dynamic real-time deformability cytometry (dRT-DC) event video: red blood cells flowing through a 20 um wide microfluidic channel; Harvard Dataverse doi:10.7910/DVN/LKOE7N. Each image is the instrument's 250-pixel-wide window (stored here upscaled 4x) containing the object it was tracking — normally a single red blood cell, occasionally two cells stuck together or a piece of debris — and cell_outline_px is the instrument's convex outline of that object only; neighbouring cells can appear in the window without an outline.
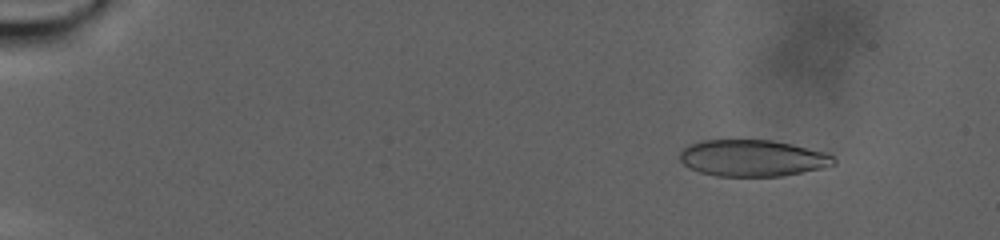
{"species": "human", "species_latin": "Homo sapiens", "temperature_condition": "warm", "stored_images_in_passage": 104, "camera_frame_rate_fps": 3000, "um_per_image_px": 0.085, "donor": {"sex": "male"}, "frame": {"image": 1, "passage_image": 13, "time_ms": 4.0, "image_size_px": [1000, 240], "cell_outline_px": [[836, 164], [820, 168], [780, 176], [716, 176], [700, 172], [688, 168], [680, 160], [680, 152], [688, 144], [700, 140], [772, 140], [792, 144], [828, 152], [836, 160]], "centroid_in_image_um": [63.95, 13.43], "position_along_channel_um": 21.0, "area_um2": 32.89}}
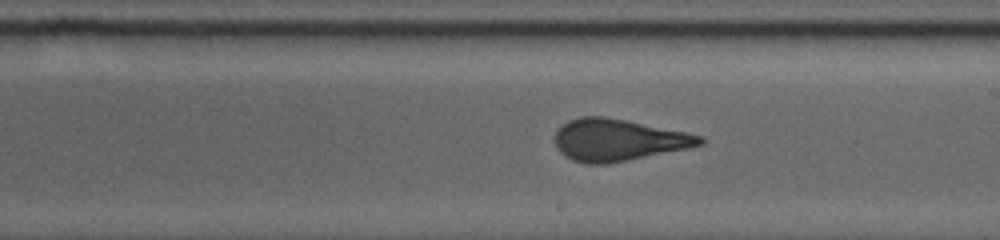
{"frame": {"image": 2, "passage_image": 64, "time_ms": 21.0, "image_size_px": [1000, 240], "cell_outline_px": [[704, 144], [688, 148], [608, 164], [588, 164], [572, 160], [564, 156], [556, 148], [552, 140], [556, 132], [568, 120], [580, 116], [604, 116], [704, 136]], "centroid_in_image_um": [52.49, 11.91], "position_along_channel_um": 236.5, "area_um2": 35.32}}
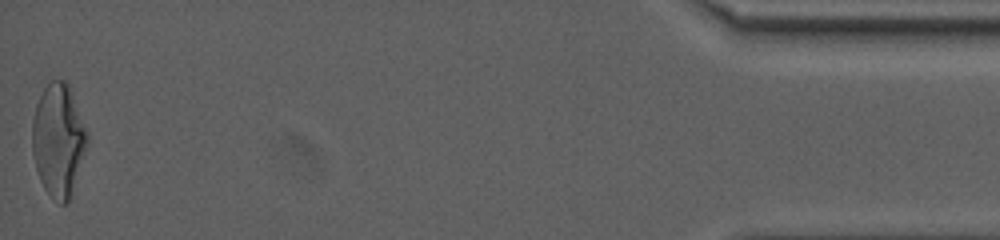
{"frame": {"image": 3, "passage_image": 104, "time_ms": 34.333, "image_size_px": [1000, 240], "cell_outline_px": [[88, 144], [72, 196], [68, 204], [60, 204], [44, 188], [40, 180], [36, 168], [32, 152], [32, 120], [36, 104], [44, 88], [52, 80], [64, 80], [68, 84], [88, 132]], "centroid_in_image_um": [4.97, 11.94], "position_along_channel_um": 430.2, "area_um2": 36.3}, "authors_computed_cell_mechanics": {"area_um2": 34.8823, "velocity_mm_per_s": 2.0668, "shape_relaxation_time_tau1_ms": 10.684, "shape_relaxation_time_tau2_ms": 1.3515, "deformation_change_tau1": 0.2531, "deformation_change_tau2": 0.097}}